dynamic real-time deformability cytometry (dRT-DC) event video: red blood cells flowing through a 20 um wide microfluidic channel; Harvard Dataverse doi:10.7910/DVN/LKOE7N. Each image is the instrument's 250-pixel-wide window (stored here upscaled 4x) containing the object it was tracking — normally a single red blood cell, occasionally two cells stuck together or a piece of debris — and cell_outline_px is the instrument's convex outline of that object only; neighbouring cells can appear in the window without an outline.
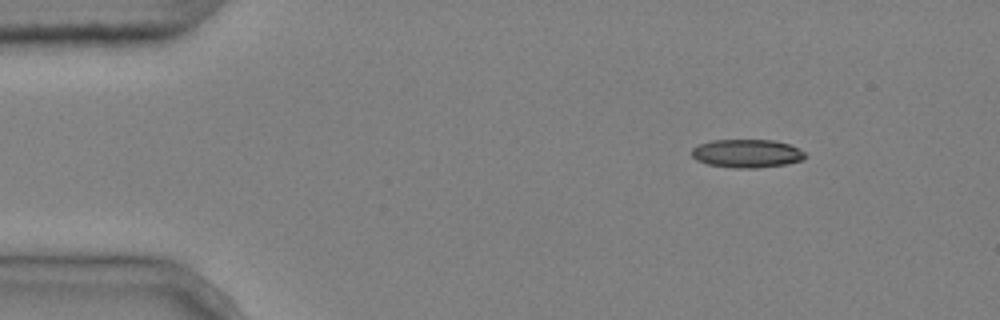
{"species": "common noctule bat (a hibernating species)", "species_latin": "Nyctalus noctula", "temperature_condition": "cold", "stored_images_in_passage": 5, "segment_of_instrument_passage": [2, 2], "camera_frame_rate_fps": 3000, "um_per_image_px": 0.085, "animal": {"sex": "male", "body_mass_g": 20.4}, "frame": {"image": 1, "passage_image": 5, "time_ms": 1.333, "image_size_px": [1000, 320], "cell_outline_px": [[808, 156], [800, 160], [784, 164], [756, 168], [736, 168], [708, 164], [696, 160], [692, 156], [692, 148], [700, 144], [712, 140], [772, 140], [788, 144], [804, 152]], "centroid_in_image_um": [63.46, 13.04], "position_along_channel_um": 21.5, "area_um2": 18.5}}